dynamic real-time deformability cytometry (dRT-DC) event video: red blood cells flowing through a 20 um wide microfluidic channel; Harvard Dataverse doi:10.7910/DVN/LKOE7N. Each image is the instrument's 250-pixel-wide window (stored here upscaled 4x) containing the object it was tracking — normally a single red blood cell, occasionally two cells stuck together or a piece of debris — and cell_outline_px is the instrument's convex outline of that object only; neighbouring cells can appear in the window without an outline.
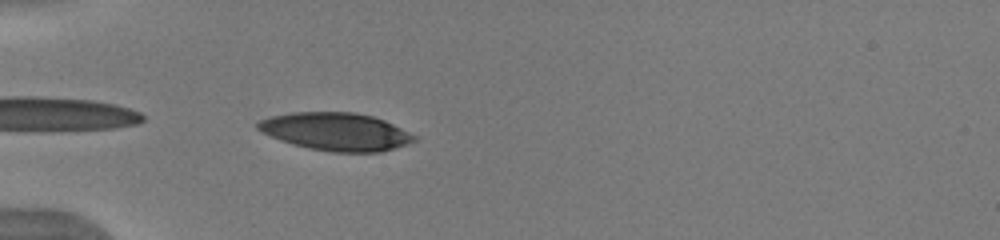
{"species": "human", "species_latin": "Homo sapiens", "temperature_condition": "warm", "stored_images_in_passage": 20, "camera_frame_rate_fps": 3000, "um_per_image_px": 0.085, "donor": {"sex": "male"}, "frame": {"image": 1, "passage_image": 1, "time_ms": 0.0, "image_size_px": [1000, 240], "cell_outline_px": [[416, 140], [408, 144], [380, 152], [332, 152], [292, 144], [280, 140], [256, 128], [256, 124], [260, 120], [268, 116], [292, 112], [356, 112], [372, 116], [384, 120], [416, 136]], "centroid_in_image_um": [28.54, 11.18], "position_along_channel_um": 56.5, "area_um2": 34.28}}